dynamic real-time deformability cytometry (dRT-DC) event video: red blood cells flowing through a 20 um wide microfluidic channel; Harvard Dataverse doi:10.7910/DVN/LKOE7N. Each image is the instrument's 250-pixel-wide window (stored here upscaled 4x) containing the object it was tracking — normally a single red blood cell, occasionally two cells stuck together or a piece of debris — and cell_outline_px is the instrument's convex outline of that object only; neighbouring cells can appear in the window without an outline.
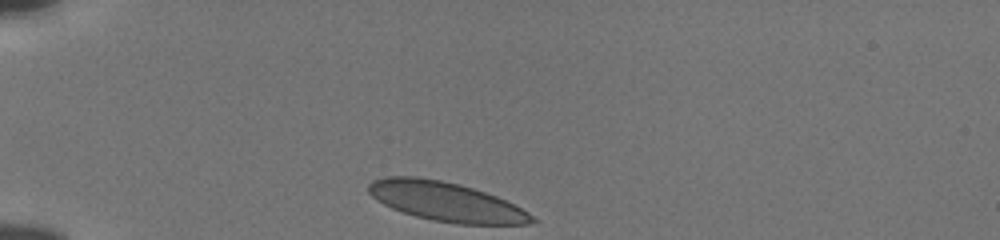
{"species": "human", "species_latin": "Homo sapiens", "temperature_condition": "cold", "stored_images_in_passage": 33, "camera_frame_rate_fps": 3000, "um_per_image_px": 0.085, "donor": {"sex": "male"}, "frame": {"image": 1, "passage_image": 1, "time_ms": 0.0, "image_size_px": [1000, 240], "cell_outline_px": [[536, 220], [528, 224], [460, 224], [432, 220], [416, 216], [392, 208], [376, 200], [368, 192], [368, 184], [372, 180], [384, 176], [416, 176], [440, 180], [460, 184], [496, 196], [528, 212]], "centroid_in_image_um": [37.85, 17.12], "position_along_channel_um": 47.1, "area_um2": 37.05}}
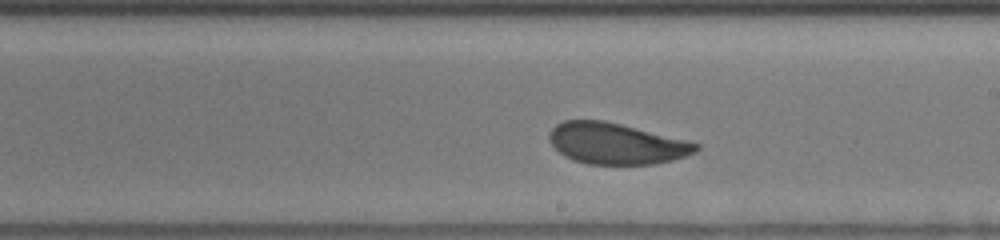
{"frame": {"image": 2, "passage_image": 19, "time_ms": 6.0, "image_size_px": [1000, 240], "cell_outline_px": [[700, 148], [696, 152], [688, 156], [672, 160], [652, 164], [588, 164], [572, 160], [564, 156], [548, 140], [548, 132], [556, 124], [564, 120], [604, 120], [688, 140], [700, 144]], "centroid_in_image_um": [52.38, 12.2], "position_along_channel_um": 236.6, "area_um2": 35.37}}
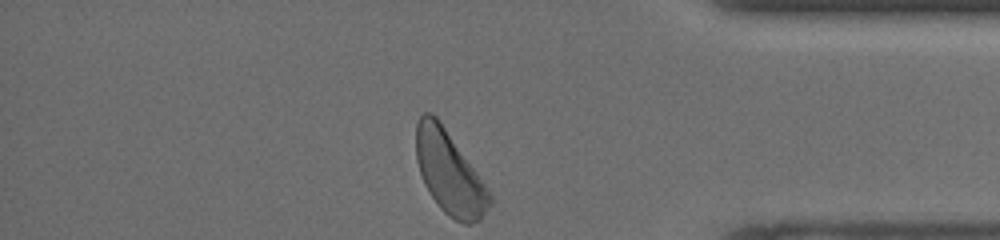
{"frame": {"image": 3, "passage_image": 33, "time_ms": 10.667, "image_size_px": [1000, 240], "cell_outline_px": [[492, 204], [480, 220], [472, 224], [464, 224], [448, 216], [440, 208], [424, 184], [416, 160], [416, 124], [420, 116], [424, 112], [432, 112], [440, 120], [484, 184], [492, 196]], "centroid_in_image_um": [38.18, 14.69], "position_along_channel_um": 397.0, "area_um2": 35.2}, "authors_computed_cell_mechanics": {"area_um2": 36.125, "velocity_mm_per_s": 3.7893, "shape_relaxation_time_tau1_ms": 5.5915, "shape_relaxation_time_tau2_ms": null, "deformation_change_tau1": 0.1272, "deformation_change_tau2": null}}